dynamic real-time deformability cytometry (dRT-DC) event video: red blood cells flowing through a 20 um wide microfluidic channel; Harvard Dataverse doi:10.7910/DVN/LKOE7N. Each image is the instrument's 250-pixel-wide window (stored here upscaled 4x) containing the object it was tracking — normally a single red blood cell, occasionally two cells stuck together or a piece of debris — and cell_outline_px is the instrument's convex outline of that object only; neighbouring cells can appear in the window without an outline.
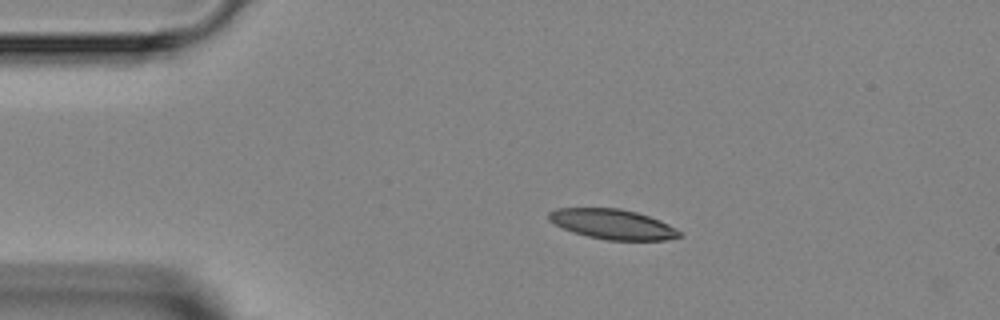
{"species": "Egyptian fruit bat (a non-hibernating species)", "species_latin": "Rousettus aegyptiacus", "temperature_condition": "room temperature", "stored_images_in_passage": 2, "camera_frame_rate_fps": 3000, "um_per_image_px": 0.085, "animal": {"sex": "female"}, "frame": {"image": 1, "passage_image": 1, "time_ms": 0.0, "image_size_px": [1000, 320], "cell_outline_px": [[684, 236], [664, 240], [608, 240], [588, 236], [572, 232], [548, 220], [548, 212], [556, 208], [620, 208], [636, 212], [660, 220], [676, 228]], "centroid_in_image_um": [52.08, 19.05], "position_along_channel_um": 32.9, "area_um2": 22.77}}